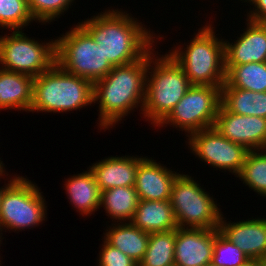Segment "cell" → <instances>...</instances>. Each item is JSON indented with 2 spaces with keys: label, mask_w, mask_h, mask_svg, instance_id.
<instances>
[{
  "label": "cell",
  "mask_w": 266,
  "mask_h": 266,
  "mask_svg": "<svg viewBox=\"0 0 266 266\" xmlns=\"http://www.w3.org/2000/svg\"><path fill=\"white\" fill-rule=\"evenodd\" d=\"M148 60L149 51L134 63L113 66L104 78L93 83V106L97 104L99 110L98 130L114 129L133 111L140 110L142 115Z\"/></svg>",
  "instance_id": "cell-2"
},
{
  "label": "cell",
  "mask_w": 266,
  "mask_h": 266,
  "mask_svg": "<svg viewBox=\"0 0 266 266\" xmlns=\"http://www.w3.org/2000/svg\"><path fill=\"white\" fill-rule=\"evenodd\" d=\"M259 264H260V266H266V257H264L263 259L259 260Z\"/></svg>",
  "instance_id": "cell-33"
},
{
  "label": "cell",
  "mask_w": 266,
  "mask_h": 266,
  "mask_svg": "<svg viewBox=\"0 0 266 266\" xmlns=\"http://www.w3.org/2000/svg\"><path fill=\"white\" fill-rule=\"evenodd\" d=\"M97 258V266H138L129 256L112 247L104 239Z\"/></svg>",
  "instance_id": "cell-30"
},
{
  "label": "cell",
  "mask_w": 266,
  "mask_h": 266,
  "mask_svg": "<svg viewBox=\"0 0 266 266\" xmlns=\"http://www.w3.org/2000/svg\"><path fill=\"white\" fill-rule=\"evenodd\" d=\"M139 197L134 186L116 187L101 192L99 209L113 223L130 222L138 206Z\"/></svg>",
  "instance_id": "cell-23"
},
{
  "label": "cell",
  "mask_w": 266,
  "mask_h": 266,
  "mask_svg": "<svg viewBox=\"0 0 266 266\" xmlns=\"http://www.w3.org/2000/svg\"><path fill=\"white\" fill-rule=\"evenodd\" d=\"M198 182L183 171L173 182L170 203L177 225L179 228H219L223 213L221 205Z\"/></svg>",
  "instance_id": "cell-8"
},
{
  "label": "cell",
  "mask_w": 266,
  "mask_h": 266,
  "mask_svg": "<svg viewBox=\"0 0 266 266\" xmlns=\"http://www.w3.org/2000/svg\"><path fill=\"white\" fill-rule=\"evenodd\" d=\"M4 190V185L0 187V203H1V197H2V191Z\"/></svg>",
  "instance_id": "cell-35"
},
{
  "label": "cell",
  "mask_w": 266,
  "mask_h": 266,
  "mask_svg": "<svg viewBox=\"0 0 266 266\" xmlns=\"http://www.w3.org/2000/svg\"><path fill=\"white\" fill-rule=\"evenodd\" d=\"M212 22L207 21L194 32L189 43L179 45L176 42L168 51L192 85L222 86L226 80L225 43L221 34H216Z\"/></svg>",
  "instance_id": "cell-4"
},
{
  "label": "cell",
  "mask_w": 266,
  "mask_h": 266,
  "mask_svg": "<svg viewBox=\"0 0 266 266\" xmlns=\"http://www.w3.org/2000/svg\"><path fill=\"white\" fill-rule=\"evenodd\" d=\"M30 14L28 0H0V28L23 30L34 23Z\"/></svg>",
  "instance_id": "cell-27"
},
{
  "label": "cell",
  "mask_w": 266,
  "mask_h": 266,
  "mask_svg": "<svg viewBox=\"0 0 266 266\" xmlns=\"http://www.w3.org/2000/svg\"><path fill=\"white\" fill-rule=\"evenodd\" d=\"M244 266H260L259 264V260H251L250 262H248L246 265Z\"/></svg>",
  "instance_id": "cell-32"
},
{
  "label": "cell",
  "mask_w": 266,
  "mask_h": 266,
  "mask_svg": "<svg viewBox=\"0 0 266 266\" xmlns=\"http://www.w3.org/2000/svg\"><path fill=\"white\" fill-rule=\"evenodd\" d=\"M180 173L147 156L139 164L135 177L139 200H170L173 182Z\"/></svg>",
  "instance_id": "cell-16"
},
{
  "label": "cell",
  "mask_w": 266,
  "mask_h": 266,
  "mask_svg": "<svg viewBox=\"0 0 266 266\" xmlns=\"http://www.w3.org/2000/svg\"><path fill=\"white\" fill-rule=\"evenodd\" d=\"M111 8V9H110ZM78 22L100 46L112 66L141 59L156 43L165 39L122 8L112 6ZM133 16V17H132ZM163 37V38H162Z\"/></svg>",
  "instance_id": "cell-1"
},
{
  "label": "cell",
  "mask_w": 266,
  "mask_h": 266,
  "mask_svg": "<svg viewBox=\"0 0 266 266\" xmlns=\"http://www.w3.org/2000/svg\"><path fill=\"white\" fill-rule=\"evenodd\" d=\"M214 127L223 137L248 151L266 149V118L231 113L221 105Z\"/></svg>",
  "instance_id": "cell-12"
},
{
  "label": "cell",
  "mask_w": 266,
  "mask_h": 266,
  "mask_svg": "<svg viewBox=\"0 0 266 266\" xmlns=\"http://www.w3.org/2000/svg\"><path fill=\"white\" fill-rule=\"evenodd\" d=\"M55 37V62L66 72L92 83L104 78L113 68L100 46L79 24Z\"/></svg>",
  "instance_id": "cell-7"
},
{
  "label": "cell",
  "mask_w": 266,
  "mask_h": 266,
  "mask_svg": "<svg viewBox=\"0 0 266 266\" xmlns=\"http://www.w3.org/2000/svg\"><path fill=\"white\" fill-rule=\"evenodd\" d=\"M63 183L62 187L73 209L82 217L95 215L100 206L101 191L90 168L70 176Z\"/></svg>",
  "instance_id": "cell-18"
},
{
  "label": "cell",
  "mask_w": 266,
  "mask_h": 266,
  "mask_svg": "<svg viewBox=\"0 0 266 266\" xmlns=\"http://www.w3.org/2000/svg\"><path fill=\"white\" fill-rule=\"evenodd\" d=\"M220 106L221 86L192 85L157 129L170 126L189 137L214 127Z\"/></svg>",
  "instance_id": "cell-10"
},
{
  "label": "cell",
  "mask_w": 266,
  "mask_h": 266,
  "mask_svg": "<svg viewBox=\"0 0 266 266\" xmlns=\"http://www.w3.org/2000/svg\"><path fill=\"white\" fill-rule=\"evenodd\" d=\"M74 3L75 0H28V7L35 22L46 25L58 21Z\"/></svg>",
  "instance_id": "cell-29"
},
{
  "label": "cell",
  "mask_w": 266,
  "mask_h": 266,
  "mask_svg": "<svg viewBox=\"0 0 266 266\" xmlns=\"http://www.w3.org/2000/svg\"><path fill=\"white\" fill-rule=\"evenodd\" d=\"M104 239L112 247L119 249L139 264L147 250L150 233L144 232L130 222L110 223L107 225Z\"/></svg>",
  "instance_id": "cell-21"
},
{
  "label": "cell",
  "mask_w": 266,
  "mask_h": 266,
  "mask_svg": "<svg viewBox=\"0 0 266 266\" xmlns=\"http://www.w3.org/2000/svg\"><path fill=\"white\" fill-rule=\"evenodd\" d=\"M205 266H216L215 264H213L212 262L208 263L207 265Z\"/></svg>",
  "instance_id": "cell-37"
},
{
  "label": "cell",
  "mask_w": 266,
  "mask_h": 266,
  "mask_svg": "<svg viewBox=\"0 0 266 266\" xmlns=\"http://www.w3.org/2000/svg\"><path fill=\"white\" fill-rule=\"evenodd\" d=\"M6 172L5 170L2 173L5 182L0 203L1 241L5 238L2 237V232L18 231L19 233L22 230L25 231L24 229L33 230L47 221L48 215L47 201L41 188H38L37 184L29 180L27 176L15 173L11 175Z\"/></svg>",
  "instance_id": "cell-6"
},
{
  "label": "cell",
  "mask_w": 266,
  "mask_h": 266,
  "mask_svg": "<svg viewBox=\"0 0 266 266\" xmlns=\"http://www.w3.org/2000/svg\"><path fill=\"white\" fill-rule=\"evenodd\" d=\"M222 214L219 231L236 245L250 260L266 257V218L227 221Z\"/></svg>",
  "instance_id": "cell-13"
},
{
  "label": "cell",
  "mask_w": 266,
  "mask_h": 266,
  "mask_svg": "<svg viewBox=\"0 0 266 266\" xmlns=\"http://www.w3.org/2000/svg\"><path fill=\"white\" fill-rule=\"evenodd\" d=\"M251 260L215 228L212 263L216 266H244Z\"/></svg>",
  "instance_id": "cell-28"
},
{
  "label": "cell",
  "mask_w": 266,
  "mask_h": 266,
  "mask_svg": "<svg viewBox=\"0 0 266 266\" xmlns=\"http://www.w3.org/2000/svg\"><path fill=\"white\" fill-rule=\"evenodd\" d=\"M93 105V83L64 71L56 62L34 77L31 113H67Z\"/></svg>",
  "instance_id": "cell-5"
},
{
  "label": "cell",
  "mask_w": 266,
  "mask_h": 266,
  "mask_svg": "<svg viewBox=\"0 0 266 266\" xmlns=\"http://www.w3.org/2000/svg\"><path fill=\"white\" fill-rule=\"evenodd\" d=\"M221 105L231 113L266 118V92L221 86Z\"/></svg>",
  "instance_id": "cell-22"
},
{
  "label": "cell",
  "mask_w": 266,
  "mask_h": 266,
  "mask_svg": "<svg viewBox=\"0 0 266 266\" xmlns=\"http://www.w3.org/2000/svg\"><path fill=\"white\" fill-rule=\"evenodd\" d=\"M2 159V158H0ZM7 168H5L4 162L0 160V170H6Z\"/></svg>",
  "instance_id": "cell-34"
},
{
  "label": "cell",
  "mask_w": 266,
  "mask_h": 266,
  "mask_svg": "<svg viewBox=\"0 0 266 266\" xmlns=\"http://www.w3.org/2000/svg\"><path fill=\"white\" fill-rule=\"evenodd\" d=\"M176 229L150 233L147 250L138 266H174Z\"/></svg>",
  "instance_id": "cell-25"
},
{
  "label": "cell",
  "mask_w": 266,
  "mask_h": 266,
  "mask_svg": "<svg viewBox=\"0 0 266 266\" xmlns=\"http://www.w3.org/2000/svg\"><path fill=\"white\" fill-rule=\"evenodd\" d=\"M242 1V2H241ZM244 1V2H243ZM241 3H248L249 11L246 9L245 20L266 23V0H240Z\"/></svg>",
  "instance_id": "cell-31"
},
{
  "label": "cell",
  "mask_w": 266,
  "mask_h": 266,
  "mask_svg": "<svg viewBox=\"0 0 266 266\" xmlns=\"http://www.w3.org/2000/svg\"><path fill=\"white\" fill-rule=\"evenodd\" d=\"M135 156L129 154L123 156L111 155L89 165L101 192L116 187L135 185L138 166L147 157Z\"/></svg>",
  "instance_id": "cell-17"
},
{
  "label": "cell",
  "mask_w": 266,
  "mask_h": 266,
  "mask_svg": "<svg viewBox=\"0 0 266 266\" xmlns=\"http://www.w3.org/2000/svg\"><path fill=\"white\" fill-rule=\"evenodd\" d=\"M149 50L142 117L156 128L192 86L181 66L169 55ZM155 48V49H154ZM157 53V54H156Z\"/></svg>",
  "instance_id": "cell-3"
},
{
  "label": "cell",
  "mask_w": 266,
  "mask_h": 266,
  "mask_svg": "<svg viewBox=\"0 0 266 266\" xmlns=\"http://www.w3.org/2000/svg\"><path fill=\"white\" fill-rule=\"evenodd\" d=\"M246 21L237 40L231 42L224 38L225 65L266 62V23Z\"/></svg>",
  "instance_id": "cell-15"
},
{
  "label": "cell",
  "mask_w": 266,
  "mask_h": 266,
  "mask_svg": "<svg viewBox=\"0 0 266 266\" xmlns=\"http://www.w3.org/2000/svg\"><path fill=\"white\" fill-rule=\"evenodd\" d=\"M241 182L262 197H266V149L249 151L237 176Z\"/></svg>",
  "instance_id": "cell-26"
},
{
  "label": "cell",
  "mask_w": 266,
  "mask_h": 266,
  "mask_svg": "<svg viewBox=\"0 0 266 266\" xmlns=\"http://www.w3.org/2000/svg\"><path fill=\"white\" fill-rule=\"evenodd\" d=\"M24 31L0 35V68L37 77L55 63V38L43 42Z\"/></svg>",
  "instance_id": "cell-9"
},
{
  "label": "cell",
  "mask_w": 266,
  "mask_h": 266,
  "mask_svg": "<svg viewBox=\"0 0 266 266\" xmlns=\"http://www.w3.org/2000/svg\"><path fill=\"white\" fill-rule=\"evenodd\" d=\"M215 228H177L175 241L176 266H205L212 261Z\"/></svg>",
  "instance_id": "cell-14"
},
{
  "label": "cell",
  "mask_w": 266,
  "mask_h": 266,
  "mask_svg": "<svg viewBox=\"0 0 266 266\" xmlns=\"http://www.w3.org/2000/svg\"><path fill=\"white\" fill-rule=\"evenodd\" d=\"M226 82L234 88L266 92V62L225 65Z\"/></svg>",
  "instance_id": "cell-24"
},
{
  "label": "cell",
  "mask_w": 266,
  "mask_h": 266,
  "mask_svg": "<svg viewBox=\"0 0 266 266\" xmlns=\"http://www.w3.org/2000/svg\"><path fill=\"white\" fill-rule=\"evenodd\" d=\"M130 223L144 232H168L178 228L170 200H139Z\"/></svg>",
  "instance_id": "cell-20"
},
{
  "label": "cell",
  "mask_w": 266,
  "mask_h": 266,
  "mask_svg": "<svg viewBox=\"0 0 266 266\" xmlns=\"http://www.w3.org/2000/svg\"><path fill=\"white\" fill-rule=\"evenodd\" d=\"M34 77L0 68V111L29 113L33 101Z\"/></svg>",
  "instance_id": "cell-19"
},
{
  "label": "cell",
  "mask_w": 266,
  "mask_h": 266,
  "mask_svg": "<svg viewBox=\"0 0 266 266\" xmlns=\"http://www.w3.org/2000/svg\"><path fill=\"white\" fill-rule=\"evenodd\" d=\"M186 139L189 151L205 165L222 172L228 171L235 177L240 174L249 151L223 137L215 127L192 133Z\"/></svg>",
  "instance_id": "cell-11"
},
{
  "label": "cell",
  "mask_w": 266,
  "mask_h": 266,
  "mask_svg": "<svg viewBox=\"0 0 266 266\" xmlns=\"http://www.w3.org/2000/svg\"><path fill=\"white\" fill-rule=\"evenodd\" d=\"M2 242H3V241H1V239H0V247H1ZM0 262H1V256H0Z\"/></svg>",
  "instance_id": "cell-38"
},
{
  "label": "cell",
  "mask_w": 266,
  "mask_h": 266,
  "mask_svg": "<svg viewBox=\"0 0 266 266\" xmlns=\"http://www.w3.org/2000/svg\"><path fill=\"white\" fill-rule=\"evenodd\" d=\"M5 170H0V182L2 181V173L4 172Z\"/></svg>",
  "instance_id": "cell-36"
}]
</instances>
